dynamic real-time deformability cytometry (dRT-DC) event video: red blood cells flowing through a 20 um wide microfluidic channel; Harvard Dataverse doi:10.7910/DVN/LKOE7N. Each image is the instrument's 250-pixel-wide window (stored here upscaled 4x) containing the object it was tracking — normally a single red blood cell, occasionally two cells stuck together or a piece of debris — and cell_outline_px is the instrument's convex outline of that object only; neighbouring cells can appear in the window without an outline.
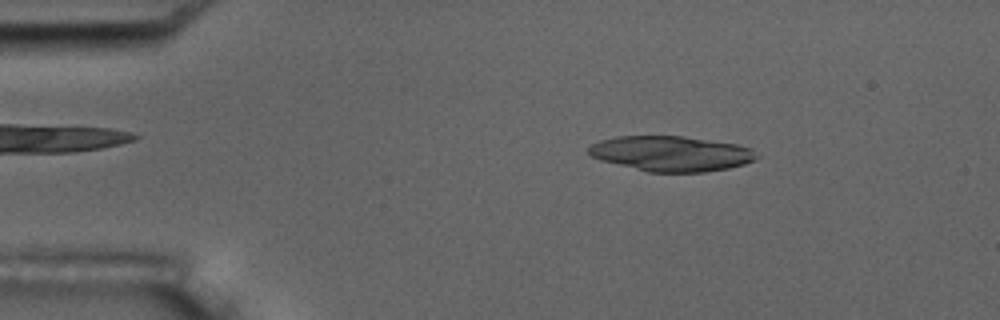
{"species": "common noctule bat (a hibernating species)", "species_latin": "Nyctalus noctula", "temperature_condition": "room temperature", "stored_images_in_passage": 4, "camera_frame_rate_fps": 3000, "um_per_image_px": 0.085, "animal": {"sex": "male", "body_mass_g": 17.5, "forearm_length_mm": 52.3}, "frame": {"image": 1, "passage_image": 2, "time_ms": 1.0, "image_size_px": [1000, 320], "cell_outline_px": [[760, 156], [756, 160], [744, 164], [728, 168], [704, 172], [648, 172], [600, 160], [592, 156], [588, 152], [588, 148], [592, 144], [600, 140], [616, 136], [684, 136], [736, 144], [748, 148]], "centroid_in_image_um": [57.04, 13.06], "position_along_channel_um": 28.0, "area_um2": 34.39}}